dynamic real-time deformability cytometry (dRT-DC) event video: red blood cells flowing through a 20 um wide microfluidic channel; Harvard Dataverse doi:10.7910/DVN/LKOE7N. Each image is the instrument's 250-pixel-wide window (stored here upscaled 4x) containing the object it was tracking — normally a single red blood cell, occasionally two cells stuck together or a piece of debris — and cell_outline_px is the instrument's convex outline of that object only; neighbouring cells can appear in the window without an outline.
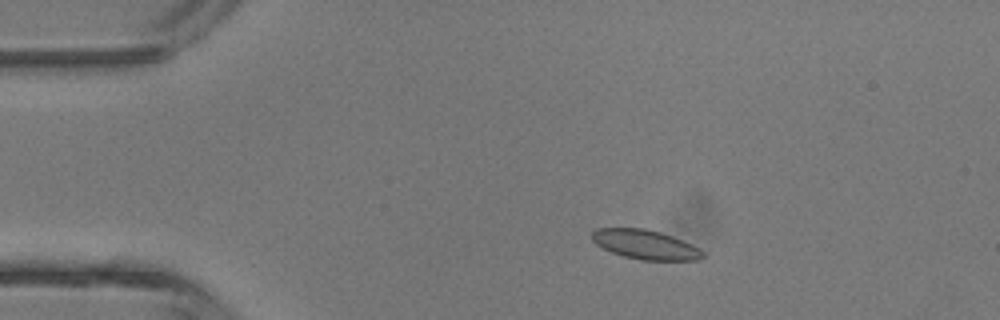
{"species": "common noctule bat (a hibernating species)", "species_latin": "Nyctalus noctula", "temperature_condition": "room temperature", "stored_images_in_passage": 4, "camera_frame_rate_fps": 3000, "um_per_image_px": 0.085, "animal": {"sex": "male", "body_mass_g": 13.3}, "frame": {"image": 1, "passage_image": 2, "time_ms": 1.0, "image_size_px": [1000, 320], "cell_outline_px": [[704, 256], [700, 260], [640, 260], [624, 256], [612, 252], [596, 244], [592, 240], [592, 232], [596, 228], [644, 228], [660, 232], [672, 236], [692, 244], [700, 248], [704, 252]], "centroid_in_image_um": [54.87, 20.79], "position_along_channel_um": 30.1, "area_um2": 18.96}}